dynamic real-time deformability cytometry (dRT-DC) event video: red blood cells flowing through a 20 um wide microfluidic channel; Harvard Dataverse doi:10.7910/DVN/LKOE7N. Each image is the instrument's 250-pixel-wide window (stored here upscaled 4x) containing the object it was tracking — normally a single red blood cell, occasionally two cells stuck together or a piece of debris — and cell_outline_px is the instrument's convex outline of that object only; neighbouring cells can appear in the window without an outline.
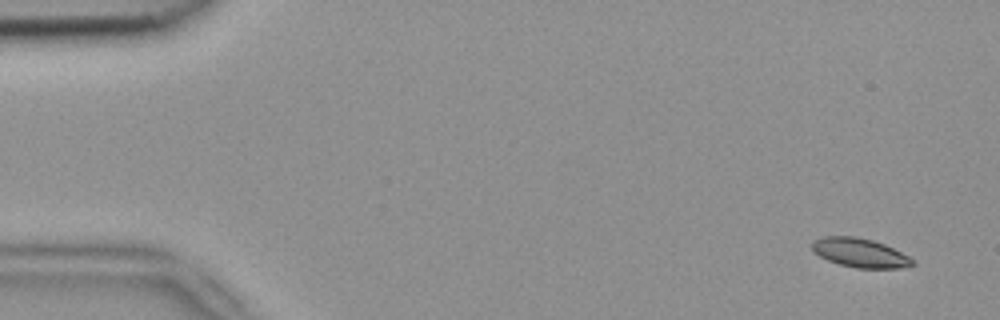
{"species": "common noctule bat (a hibernating species)", "species_latin": "Nyctalus noctula", "temperature_condition": "room temperature", "stored_images_in_passage": 6, "camera_frame_rate_fps": 3000, "um_per_image_px": 0.085, "animal": {"sex": "female", "body_mass_g": 18.4}, "frame": {"image": 1, "passage_image": 1, "time_ms": 0.0, "image_size_px": [1000, 320], "cell_outline_px": [[916, 264], [896, 268], [856, 268], [840, 264], [828, 260], [820, 256], [812, 248], [812, 240], [824, 236], [852, 236], [872, 240], [884, 244], [916, 260]], "centroid_in_image_um": [73.1, 21.48], "position_along_channel_um": 11.9, "area_um2": 16.82}}
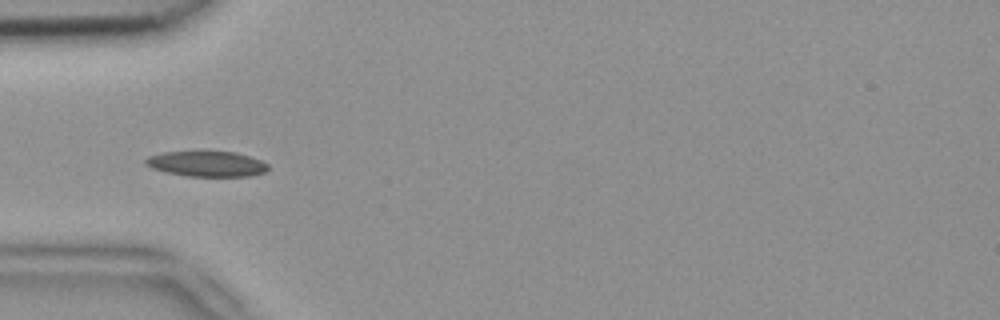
{"frame": {"image": 2, "passage_image": 5, "time_ms": 1.333, "image_size_px": [1000, 320], "cell_outline_px": [[268, 168], [264, 172], [252, 176], [188, 176], [164, 172], [152, 168], [144, 164], [144, 160], [148, 156], [164, 152], [236, 152], [260, 160], [268, 164]], "centroid_in_image_um": [17.55, 13.93], "position_along_channel_um": 67.5, "area_um2": 18.03}}